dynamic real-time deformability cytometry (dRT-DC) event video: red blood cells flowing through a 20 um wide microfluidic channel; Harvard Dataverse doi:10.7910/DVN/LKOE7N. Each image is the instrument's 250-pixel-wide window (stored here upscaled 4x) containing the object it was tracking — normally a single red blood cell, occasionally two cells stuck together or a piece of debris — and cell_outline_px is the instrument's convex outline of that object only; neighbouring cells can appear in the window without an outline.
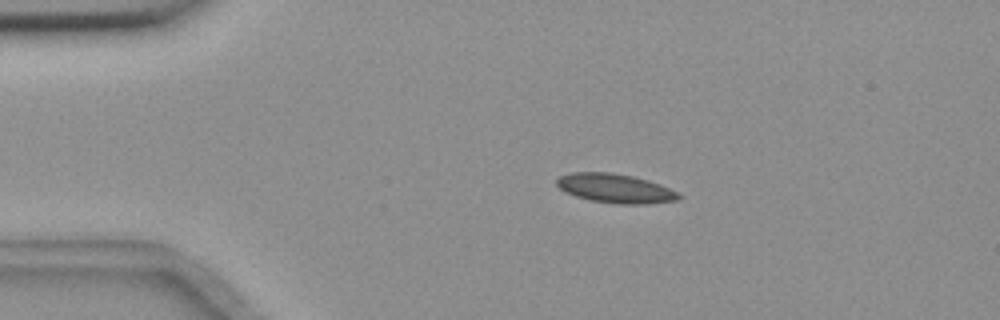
{"species": "common noctule bat (a hibernating species)", "species_latin": "Nyctalus noctula", "temperature_condition": "room temperature", "stored_images_in_passage": 5, "camera_frame_rate_fps": 3000, "um_per_image_px": 0.085, "animal": {"sex": "female", "body_mass_g": 18.4}, "frame": {"image": 1, "passage_image": 3, "time_ms": 0.667, "image_size_px": [1000, 320], "cell_outline_px": [[684, 196], [676, 200], [644, 204], [616, 204], [592, 200], [576, 196], [560, 188], [556, 184], [556, 180], [560, 176], [572, 172], [612, 172], [632, 176], [648, 180], [660, 184]], "centroid_in_image_um": [52.3, 16.0], "position_along_channel_um": 32.7, "area_um2": 20.52}}
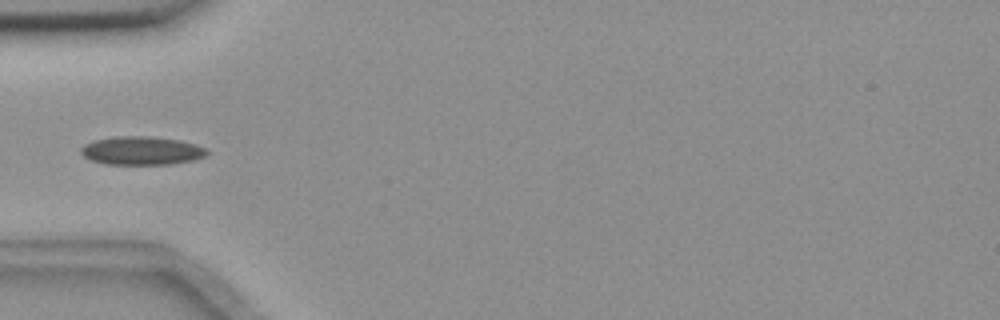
{"frame": {"image": 2, "passage_image": 5, "time_ms": 1.333, "image_size_px": [1000, 320], "cell_outline_px": [[208, 152], [204, 156], [192, 160], [168, 164], [104, 164], [92, 160], [84, 156], [80, 152], [80, 148], [84, 144], [92, 140], [116, 136], [148, 136], [180, 140], [196, 144], [204, 148]], "centroid_in_image_um": [11.99, 12.79], "position_along_channel_um": 73.0, "area_um2": 20.81}}